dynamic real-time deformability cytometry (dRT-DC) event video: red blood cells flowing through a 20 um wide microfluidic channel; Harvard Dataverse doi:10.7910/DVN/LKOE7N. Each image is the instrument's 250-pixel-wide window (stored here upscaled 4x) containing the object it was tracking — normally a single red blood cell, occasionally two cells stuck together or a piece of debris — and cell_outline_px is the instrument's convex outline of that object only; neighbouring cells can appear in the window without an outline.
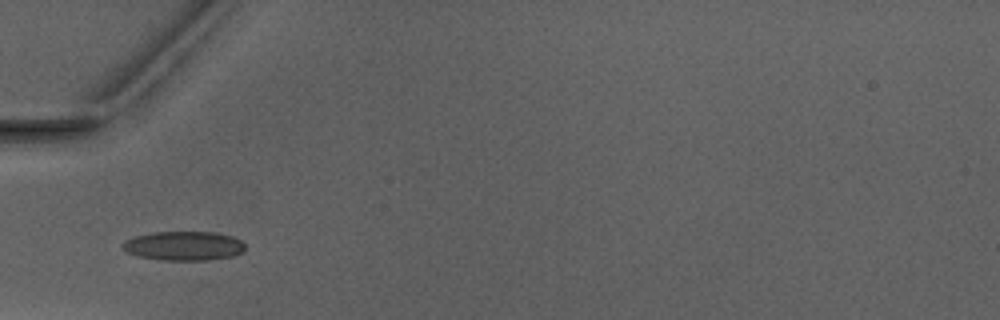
{"species": "Egyptian fruit bat (a non-hibernating species)", "species_latin": "Rousettus aegyptiacus", "temperature_condition": "warm", "stored_images_in_passage": 5, "camera_frame_rate_fps": 3000, "um_per_image_px": 0.085, "animal": {"sex": "male"}, "frame": {"image": 1, "passage_image": 5, "time_ms": 4.667, "image_size_px": [1000, 320], "cell_outline_px": [[244, 252], [232, 256], [208, 260], [164, 260], [140, 256], [128, 252], [120, 248], [120, 244], [124, 240], [136, 236], [152, 232], [216, 232], [232, 236], [240, 240], [244, 244]], "centroid_in_image_um": [15.61, 20.89], "position_along_channel_um": 69.4, "area_um2": 20.87}}